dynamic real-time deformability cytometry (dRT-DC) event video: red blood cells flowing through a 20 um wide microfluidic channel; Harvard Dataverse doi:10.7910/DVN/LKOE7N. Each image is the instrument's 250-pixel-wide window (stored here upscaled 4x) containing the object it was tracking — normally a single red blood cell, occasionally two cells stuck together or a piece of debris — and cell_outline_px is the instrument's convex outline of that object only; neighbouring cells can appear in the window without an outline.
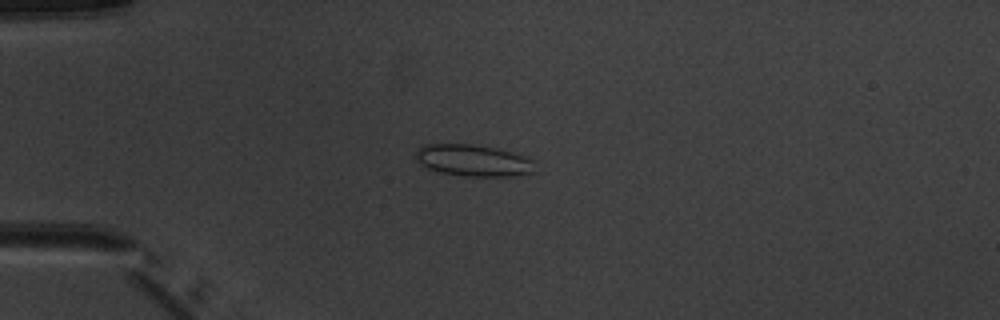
{"species": "common noctule bat (a hibernating species)", "species_latin": "Nyctalus noctula", "temperature_condition": "warm", "stored_images_in_passage": 5, "camera_frame_rate_fps": 3000, "um_per_image_px": 0.085, "animal": {"sex": "male", "body_mass_g": 20.1, "forearm_length_mm": 53.5}, "frame": {"image": 1, "passage_image": 4, "time_ms": 4.333, "image_size_px": [1000, 320], "cell_outline_px": [[532, 172], [512, 176], [464, 176], [440, 172], [428, 168], [416, 160], [416, 148], [428, 144], [472, 144], [492, 148], [508, 152], [532, 160]], "centroid_in_image_um": [40.13, 13.64], "position_along_channel_um": 44.9, "area_um2": 21.39}}